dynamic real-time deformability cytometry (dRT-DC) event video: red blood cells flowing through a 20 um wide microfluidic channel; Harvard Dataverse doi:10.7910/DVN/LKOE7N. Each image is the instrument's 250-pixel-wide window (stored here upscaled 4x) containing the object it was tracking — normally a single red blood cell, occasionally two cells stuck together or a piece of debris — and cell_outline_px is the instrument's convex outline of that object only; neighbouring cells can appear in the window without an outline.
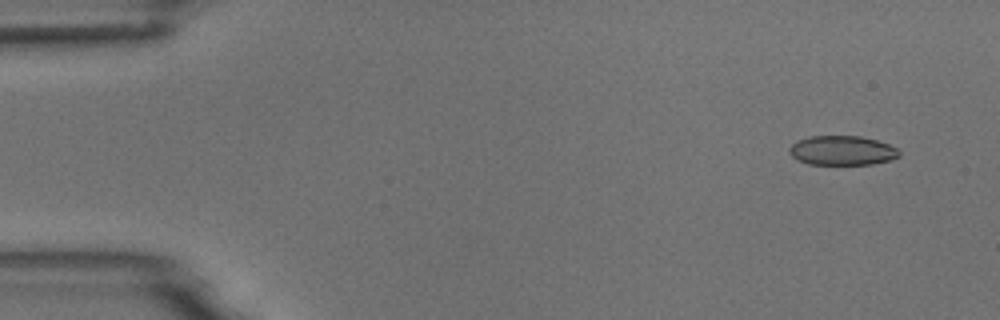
{"species": "common noctule bat (a hibernating species)", "species_latin": "Nyctalus noctula", "temperature_condition": "room temperature", "stored_images_in_passage": 6, "camera_frame_rate_fps": 3000, "um_per_image_px": 0.085, "animal": {"sex": "male", "body_mass_g": 18.8}, "frame": {"image": 1, "passage_image": 1, "time_ms": 0.0, "image_size_px": [1000, 320], "cell_outline_px": [[900, 156], [888, 160], [872, 164], [808, 164], [796, 160], [788, 152], [788, 148], [796, 140], [808, 136], [860, 136], [876, 140], [888, 144], [896, 148], [900, 152]], "centroid_in_image_um": [71.53, 12.79], "position_along_channel_um": 13.5, "area_um2": 18.9}}
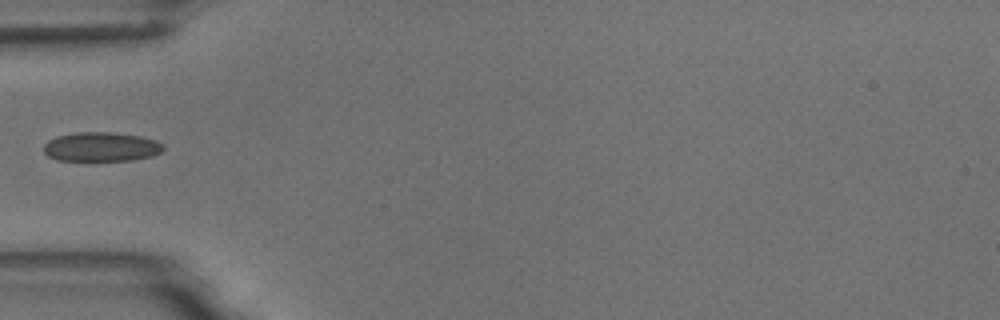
{"frame": {"image": 2, "passage_image": 5, "time_ms": 4.667, "image_size_px": [1000, 320], "cell_outline_px": [[164, 148], [160, 152], [152, 156], [132, 160], [56, 160], [48, 156], [44, 152], [44, 144], [48, 140], [56, 136], [76, 132], [112, 132], [140, 136], [156, 140], [164, 144]], "centroid_in_image_um": [8.6, 12.47], "position_along_channel_um": 76.4, "area_um2": 20.46}}
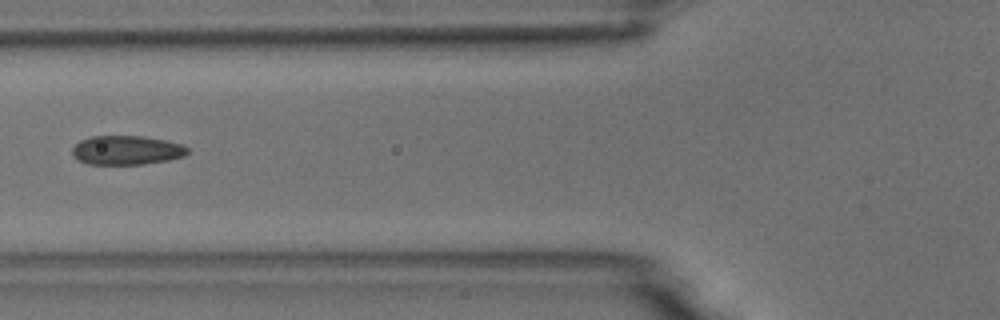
{"frame": {"image": 3, "passage_image": 6, "time_ms": 5.667, "image_size_px": [1000, 320], "cell_outline_px": [[188, 152], [184, 156], [168, 160], [144, 164], [88, 164], [76, 160], [72, 156], [72, 148], [80, 140], [92, 136], [144, 136], [164, 140], [180, 144], [188, 148]], "centroid_in_image_um": [10.72, 12.77], "position_along_channel_um": 115.1, "area_um2": 19.59}}